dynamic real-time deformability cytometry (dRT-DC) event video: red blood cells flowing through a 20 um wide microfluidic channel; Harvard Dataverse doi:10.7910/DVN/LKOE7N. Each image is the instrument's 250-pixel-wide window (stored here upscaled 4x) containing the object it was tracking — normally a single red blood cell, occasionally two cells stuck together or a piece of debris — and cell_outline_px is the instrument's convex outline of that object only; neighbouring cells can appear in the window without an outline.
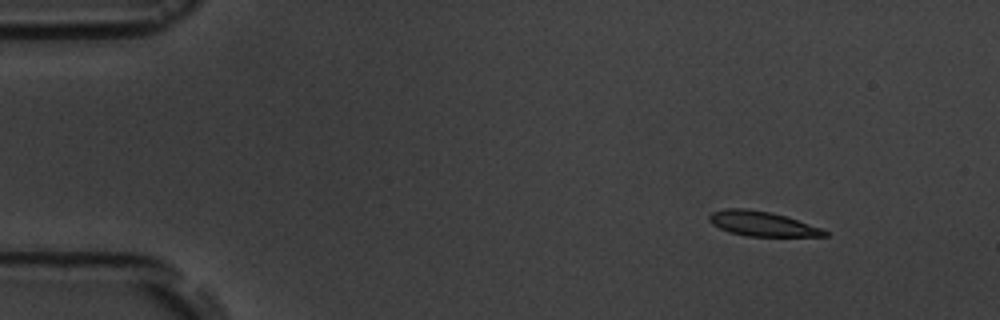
{"species": "common noctule bat (a hibernating species)", "species_latin": "Nyctalus noctula", "temperature_condition": "room temperature", "stored_images_in_passage": 5, "segment_of_instrument_passage": [1, 2], "camera_frame_rate_fps": 3000, "um_per_image_px": 0.085, "animal": {"sex": "male", "body_mass_g": 19.5, "forearm_length_mm": 54.6}, "frame": {"image": 1, "passage_image": 2, "time_ms": 2.0, "image_size_px": [1000, 320], "cell_outline_px": [[828, 236], [744, 236], [728, 232], [712, 224], [708, 220], [708, 216], [712, 212], [724, 208], [744, 208], [768, 212], [784, 216], [820, 228], [828, 232]], "centroid_in_image_um": [64.7, 19.02], "position_along_channel_um": 20.3, "area_um2": 16.42}}